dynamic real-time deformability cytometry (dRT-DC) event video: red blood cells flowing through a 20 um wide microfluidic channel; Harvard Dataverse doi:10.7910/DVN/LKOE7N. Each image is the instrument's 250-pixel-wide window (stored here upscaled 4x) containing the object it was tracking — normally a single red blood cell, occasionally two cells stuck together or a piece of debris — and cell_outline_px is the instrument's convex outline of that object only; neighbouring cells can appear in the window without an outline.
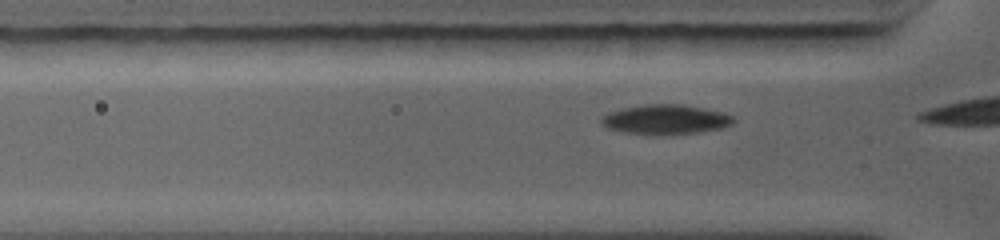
{"species": "common noctule bat (a hibernating species)", "species_latin": "Nyctalus noctula", "temperature_condition": "warm", "stored_images_in_passage": 6, "camera_frame_rate_fps": 5000, "um_per_image_px": 0.085, "animal": {"sex": "female", "body_mass_g": 19.0, "forearm_length_mm": 56.7}, "frame": {"image": 1, "passage_image": 5, "time_ms": 0.8, "image_size_px": [1000, 240], "cell_outline_px": [[736, 120], [732, 124], [724, 128], [696, 132], [652, 136], [624, 132], [608, 128], [600, 124], [600, 116], [608, 112], [624, 108], [644, 104], [684, 104], [704, 108], [720, 112], [732, 116]], "centroid_in_image_um": [56.53, 10.16], "position_along_channel_um": 69.3, "area_um2": 23.12}}